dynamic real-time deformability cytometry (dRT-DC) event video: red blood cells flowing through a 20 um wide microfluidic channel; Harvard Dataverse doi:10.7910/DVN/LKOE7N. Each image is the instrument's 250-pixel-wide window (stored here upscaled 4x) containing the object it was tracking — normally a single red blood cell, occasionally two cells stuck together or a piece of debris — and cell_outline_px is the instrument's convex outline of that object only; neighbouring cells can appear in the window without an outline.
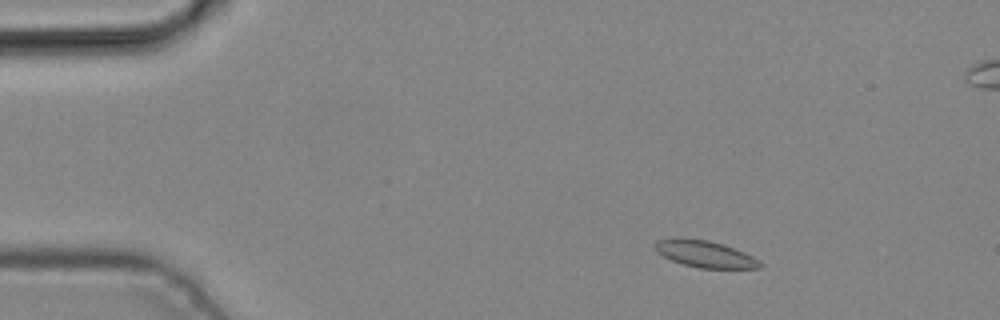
{"species": "common noctule bat (a hibernating species)", "species_latin": "Nyctalus noctula", "temperature_condition": "cold", "stored_images_in_passage": 4, "camera_frame_rate_fps": 3000, "um_per_image_px": 0.085, "animal": {"sex": "male", "body_mass_g": 19.2, "forearm_length_mm": 51.8}, "frame": {"image": 1, "passage_image": 1, "time_ms": 0.0, "image_size_px": [1000, 320], "cell_outline_px": [[764, 264], [760, 268], [700, 268], [684, 264], [672, 260], [656, 252], [652, 248], [652, 244], [656, 240], [672, 236], [680, 236], [708, 240], [724, 244], [744, 252], [760, 260]], "centroid_in_image_um": [59.85, 21.55], "position_along_channel_um": 25.1, "area_um2": 16.88}}